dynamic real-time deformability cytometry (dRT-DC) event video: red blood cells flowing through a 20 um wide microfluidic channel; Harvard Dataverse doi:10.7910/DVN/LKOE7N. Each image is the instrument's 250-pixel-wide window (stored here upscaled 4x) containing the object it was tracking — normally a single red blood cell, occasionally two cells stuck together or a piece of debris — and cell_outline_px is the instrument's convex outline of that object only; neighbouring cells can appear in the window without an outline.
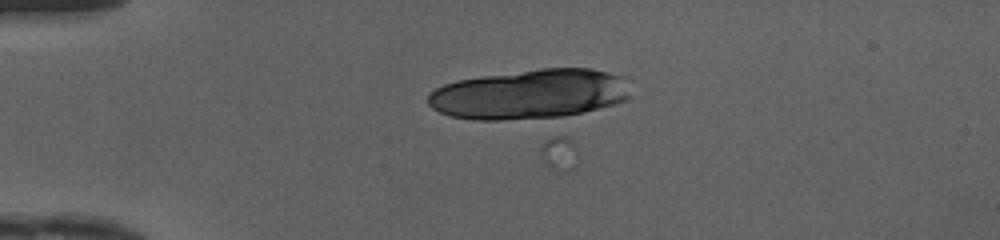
{"species": "human", "species_latin": "Homo sapiens", "temperature_condition": "cold", "stored_images_in_passage": 20, "camera_frame_rate_fps": 3000, "um_per_image_px": 0.085, "donor": {"sex": "female"}, "frame": {"image": 1, "passage_image": 13, "time_ms": 4.0, "image_size_px": [1000, 240], "cell_outline_px": [[632, 96], [624, 100], [612, 104], [556, 120], [476, 120], [448, 116], [432, 108], [428, 104], [428, 96], [436, 88], [444, 84], [456, 80], [480, 76], [540, 68], [592, 68], [624, 76]], "centroid_in_image_um": [45.04, 8.03], "position_along_channel_um": 40.0, "area_um2": 59.77}}